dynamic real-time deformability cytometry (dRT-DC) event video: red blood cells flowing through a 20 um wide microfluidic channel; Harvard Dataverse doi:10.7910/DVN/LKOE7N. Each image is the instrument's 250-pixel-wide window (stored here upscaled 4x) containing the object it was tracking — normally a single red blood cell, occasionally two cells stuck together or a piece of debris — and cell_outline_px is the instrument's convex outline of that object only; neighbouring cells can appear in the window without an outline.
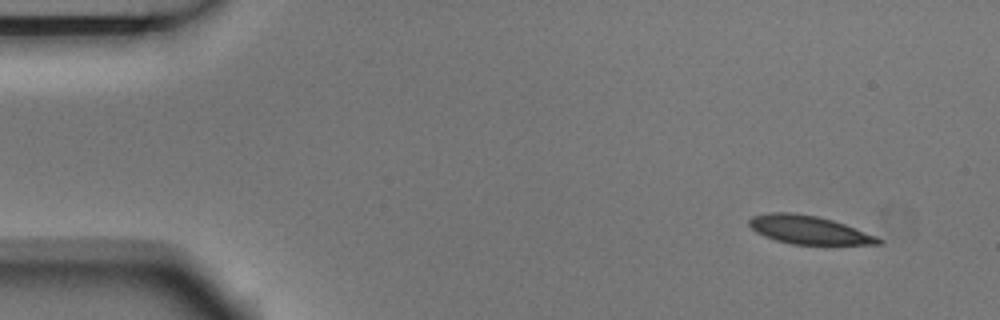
{"species": "Egyptian fruit bat (a non-hibernating species)", "species_latin": "Rousettus aegyptiacus", "temperature_condition": "room temperature", "stored_images_in_passage": 5, "camera_frame_rate_fps": 3000, "um_per_image_px": 0.085, "animal": {"sex": "male"}, "frame": {"image": 1, "passage_image": 1, "time_ms": 0.0, "image_size_px": [1000, 320], "cell_outline_px": [[884, 240], [880, 244], [792, 244], [776, 240], [764, 236], [756, 232], [748, 224], [748, 220], [752, 216], [768, 212], [792, 212], [816, 216], [832, 220], [844, 224], [876, 236]], "centroid_in_image_um": [68.7, 19.53], "position_along_channel_um": 16.3, "area_um2": 21.15}}